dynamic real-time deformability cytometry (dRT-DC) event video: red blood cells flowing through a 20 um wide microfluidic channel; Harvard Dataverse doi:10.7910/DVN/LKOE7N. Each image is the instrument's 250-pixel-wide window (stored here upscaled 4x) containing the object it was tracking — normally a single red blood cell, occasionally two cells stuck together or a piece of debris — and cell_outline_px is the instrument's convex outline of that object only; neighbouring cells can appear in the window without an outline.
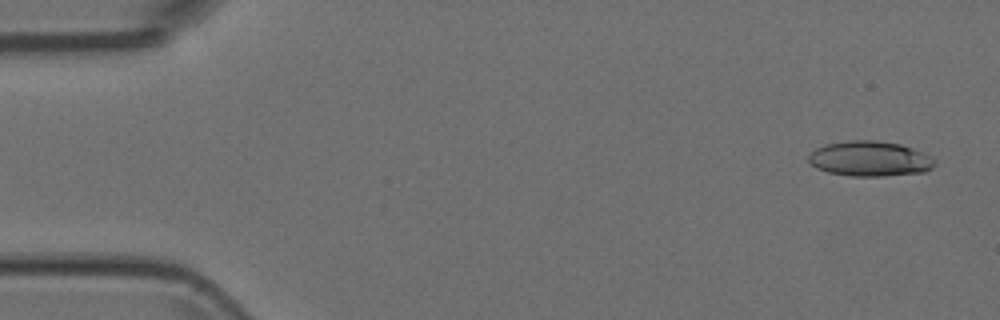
{"species": "Egyptian fruit bat (a non-hibernating species)", "species_latin": "Rousettus aegyptiacus", "temperature_condition": "room temperature", "stored_images_in_passage": 5, "camera_frame_rate_fps": 3000, "um_per_image_px": 0.085, "animal": {"sex": "female"}, "frame": {"image": 1, "passage_image": 1, "time_ms": 0.0, "image_size_px": [1000, 320], "cell_outline_px": [[936, 164], [932, 168], [924, 172], [884, 176], [852, 176], [828, 172], [816, 168], [808, 160], [808, 156], [816, 148], [824, 144], [852, 140], [876, 140], [900, 144], [924, 152], [932, 156], [936, 160]], "centroid_in_image_um": [73.97, 13.49], "position_along_channel_um": 11.0, "area_um2": 26.01}}
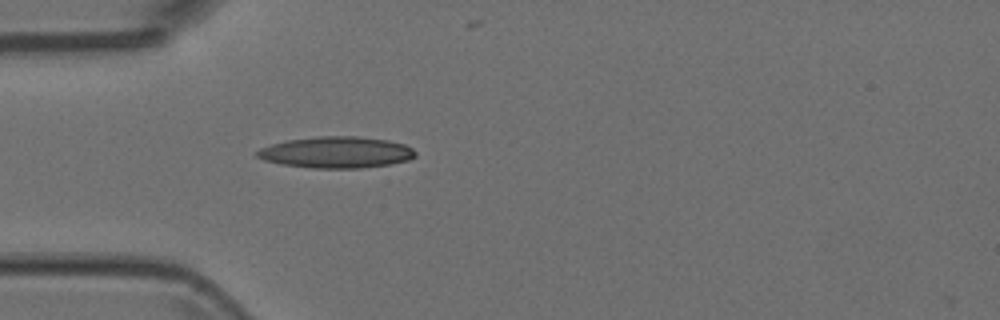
{"frame": {"image": 2, "passage_image": 5, "time_ms": 1.333, "image_size_px": [1000, 320], "cell_outline_px": [[416, 156], [408, 160], [388, 164], [360, 168], [312, 168], [280, 164], [264, 160], [256, 156], [256, 152], [260, 148], [272, 144], [288, 140], [316, 136], [356, 136], [388, 140], [404, 144], [412, 148], [416, 152]], "centroid_in_image_um": [28.58, 12.94], "position_along_channel_um": 56.4, "area_um2": 28.9}}